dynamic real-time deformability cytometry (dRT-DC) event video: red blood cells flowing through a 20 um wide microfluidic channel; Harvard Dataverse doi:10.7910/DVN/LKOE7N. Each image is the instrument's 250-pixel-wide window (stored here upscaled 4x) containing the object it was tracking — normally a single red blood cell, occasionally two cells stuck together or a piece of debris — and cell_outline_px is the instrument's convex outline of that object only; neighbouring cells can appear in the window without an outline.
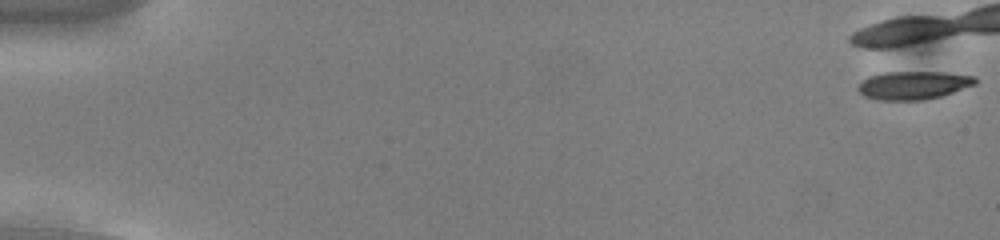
{"species": "common noctule bat (a hibernating species)", "species_latin": "Nyctalus noctula", "temperature_condition": "cold", "stored_images_in_passage": 5, "camera_frame_rate_fps": 3000, "um_per_image_px": 0.085, "animal": {"sex": "male", "body_mass_g": 13.0, "forearm_length_mm": 53.1}, "frame": {"image": 1, "passage_image": 1, "time_ms": 0.0, "image_size_px": [1000, 240], "cell_outline_px": [[976, 84], [944, 96], [924, 100], [876, 100], [864, 96], [856, 88], [868, 76], [888, 72], [944, 72], [976, 76]], "centroid_in_image_um": [77.67, 7.25], "position_along_channel_um": 7.3, "area_um2": 19.42}}